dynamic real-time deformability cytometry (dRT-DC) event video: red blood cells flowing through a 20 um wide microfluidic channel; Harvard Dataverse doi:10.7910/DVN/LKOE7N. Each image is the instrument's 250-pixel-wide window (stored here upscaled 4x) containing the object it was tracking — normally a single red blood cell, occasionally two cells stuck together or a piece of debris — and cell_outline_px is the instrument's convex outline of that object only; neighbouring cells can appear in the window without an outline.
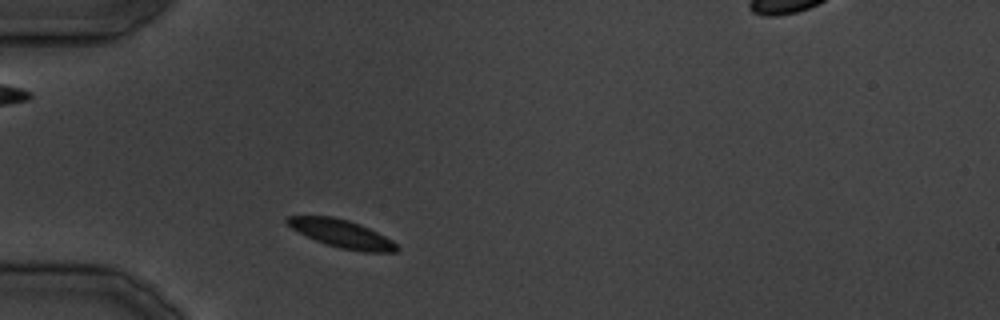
{"species": "common noctule bat (a hibernating species)", "species_latin": "Nyctalus noctula", "temperature_condition": "cold", "stored_images_in_passage": 4, "camera_frame_rate_fps": 3000, "um_per_image_px": 0.085, "animal": {"sex": "male", "body_mass_g": 19.5, "forearm_length_mm": 54.6}, "frame": {"image": 1, "passage_image": 2, "time_ms": 1.333, "image_size_px": [1000, 320], "cell_outline_px": [[400, 248], [396, 252], [364, 252], [340, 248], [316, 240], [292, 228], [284, 220], [288, 216], [332, 216], [348, 220], [360, 224], [392, 240]], "centroid_in_image_um": [29.07, 19.86], "position_along_channel_um": 55.9, "area_um2": 17.51}}